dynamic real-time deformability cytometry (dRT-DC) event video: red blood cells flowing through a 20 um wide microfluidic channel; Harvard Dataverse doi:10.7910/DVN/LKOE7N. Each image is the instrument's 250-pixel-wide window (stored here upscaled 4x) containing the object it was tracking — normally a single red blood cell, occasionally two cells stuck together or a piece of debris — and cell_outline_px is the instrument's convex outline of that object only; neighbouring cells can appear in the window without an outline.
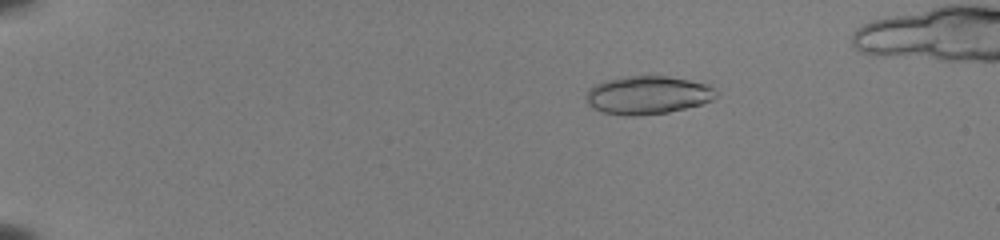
{"species": "common noctule bat (a hibernating species)", "species_latin": "Nyctalus noctula", "temperature_condition": "room temperature", "stored_images_in_passage": 54, "camera_frame_rate_fps": 3000, "um_per_image_px": 0.085, "animal": {"sex": "female", "body_mass_g": 22.0, "forearm_length_mm": 56.7}, "frame": {"image": 1, "passage_image": 11, "time_ms": 3.333, "image_size_px": [1000, 240], "cell_outline_px": [[716, 96], [712, 100], [700, 104], [668, 112], [636, 116], [624, 116], [604, 112], [592, 108], [588, 104], [584, 96], [588, 88], [604, 80], [628, 76], [668, 76], [708, 84], [716, 92]], "centroid_in_image_um": [54.99, 8.08], "position_along_channel_um": 30.0, "area_um2": 28.96}}